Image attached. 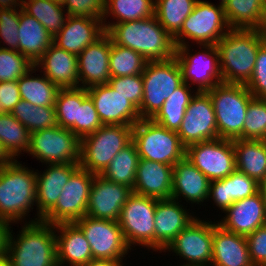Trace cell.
<instances>
[{
  "instance_id": "cell-1",
  "label": "cell",
  "mask_w": 266,
  "mask_h": 266,
  "mask_svg": "<svg viewBox=\"0 0 266 266\" xmlns=\"http://www.w3.org/2000/svg\"><path fill=\"white\" fill-rule=\"evenodd\" d=\"M106 32L115 44L138 52L147 61H164L176 55L173 37L155 16L112 24Z\"/></svg>"
},
{
  "instance_id": "cell-2",
  "label": "cell",
  "mask_w": 266,
  "mask_h": 266,
  "mask_svg": "<svg viewBox=\"0 0 266 266\" xmlns=\"http://www.w3.org/2000/svg\"><path fill=\"white\" fill-rule=\"evenodd\" d=\"M25 166L16 159L0 167V218L11 224L36 222L26 220L33 206L37 210L36 170Z\"/></svg>"
},
{
  "instance_id": "cell-3",
  "label": "cell",
  "mask_w": 266,
  "mask_h": 266,
  "mask_svg": "<svg viewBox=\"0 0 266 266\" xmlns=\"http://www.w3.org/2000/svg\"><path fill=\"white\" fill-rule=\"evenodd\" d=\"M262 44L259 29H230L216 44L223 83L246 85Z\"/></svg>"
},
{
  "instance_id": "cell-4",
  "label": "cell",
  "mask_w": 266,
  "mask_h": 266,
  "mask_svg": "<svg viewBox=\"0 0 266 266\" xmlns=\"http://www.w3.org/2000/svg\"><path fill=\"white\" fill-rule=\"evenodd\" d=\"M22 224L17 235L9 232L6 253L11 266H58L55 225L42 220Z\"/></svg>"
},
{
  "instance_id": "cell-5",
  "label": "cell",
  "mask_w": 266,
  "mask_h": 266,
  "mask_svg": "<svg viewBox=\"0 0 266 266\" xmlns=\"http://www.w3.org/2000/svg\"><path fill=\"white\" fill-rule=\"evenodd\" d=\"M211 98L218 137L243 139V125L250 100L249 90L242 84L220 83L207 91Z\"/></svg>"
},
{
  "instance_id": "cell-6",
  "label": "cell",
  "mask_w": 266,
  "mask_h": 266,
  "mask_svg": "<svg viewBox=\"0 0 266 266\" xmlns=\"http://www.w3.org/2000/svg\"><path fill=\"white\" fill-rule=\"evenodd\" d=\"M133 126L102 125L96 132L80 139L79 166L101 174L112 159L132 141Z\"/></svg>"
},
{
  "instance_id": "cell-7",
  "label": "cell",
  "mask_w": 266,
  "mask_h": 266,
  "mask_svg": "<svg viewBox=\"0 0 266 266\" xmlns=\"http://www.w3.org/2000/svg\"><path fill=\"white\" fill-rule=\"evenodd\" d=\"M132 141L139 159L174 166L185 158L186 147L177 132L170 131L152 119H140L133 126Z\"/></svg>"
},
{
  "instance_id": "cell-8",
  "label": "cell",
  "mask_w": 266,
  "mask_h": 266,
  "mask_svg": "<svg viewBox=\"0 0 266 266\" xmlns=\"http://www.w3.org/2000/svg\"><path fill=\"white\" fill-rule=\"evenodd\" d=\"M222 4L198 0L192 13L184 20L180 31L173 37L176 48L191 45H216L230 30ZM189 40V41H188Z\"/></svg>"
},
{
  "instance_id": "cell-9",
  "label": "cell",
  "mask_w": 266,
  "mask_h": 266,
  "mask_svg": "<svg viewBox=\"0 0 266 266\" xmlns=\"http://www.w3.org/2000/svg\"><path fill=\"white\" fill-rule=\"evenodd\" d=\"M143 99L138 109L141 119H152L176 88L183 83L176 58L148 61L143 73Z\"/></svg>"
},
{
  "instance_id": "cell-10",
  "label": "cell",
  "mask_w": 266,
  "mask_h": 266,
  "mask_svg": "<svg viewBox=\"0 0 266 266\" xmlns=\"http://www.w3.org/2000/svg\"><path fill=\"white\" fill-rule=\"evenodd\" d=\"M156 199L132 193L121 209L118 220L127 246H142L154 252V215Z\"/></svg>"
},
{
  "instance_id": "cell-11",
  "label": "cell",
  "mask_w": 266,
  "mask_h": 266,
  "mask_svg": "<svg viewBox=\"0 0 266 266\" xmlns=\"http://www.w3.org/2000/svg\"><path fill=\"white\" fill-rule=\"evenodd\" d=\"M199 48L201 51L192 53L191 46H178L175 58L179 63L183 82L197 86V92H207L223 83L219 53L216 45H199Z\"/></svg>"
},
{
  "instance_id": "cell-12",
  "label": "cell",
  "mask_w": 266,
  "mask_h": 266,
  "mask_svg": "<svg viewBox=\"0 0 266 266\" xmlns=\"http://www.w3.org/2000/svg\"><path fill=\"white\" fill-rule=\"evenodd\" d=\"M28 154L42 164H79L80 139L61 126L30 133Z\"/></svg>"
},
{
  "instance_id": "cell-13",
  "label": "cell",
  "mask_w": 266,
  "mask_h": 266,
  "mask_svg": "<svg viewBox=\"0 0 266 266\" xmlns=\"http://www.w3.org/2000/svg\"><path fill=\"white\" fill-rule=\"evenodd\" d=\"M94 176L95 174L79 167L63 187L56 205L42 218V221L57 225L75 223L84 217Z\"/></svg>"
},
{
  "instance_id": "cell-14",
  "label": "cell",
  "mask_w": 266,
  "mask_h": 266,
  "mask_svg": "<svg viewBox=\"0 0 266 266\" xmlns=\"http://www.w3.org/2000/svg\"><path fill=\"white\" fill-rule=\"evenodd\" d=\"M212 245L213 221L197 217L162 252L172 251L184 259L181 266H211Z\"/></svg>"
},
{
  "instance_id": "cell-15",
  "label": "cell",
  "mask_w": 266,
  "mask_h": 266,
  "mask_svg": "<svg viewBox=\"0 0 266 266\" xmlns=\"http://www.w3.org/2000/svg\"><path fill=\"white\" fill-rule=\"evenodd\" d=\"M74 224L83 232L90 244L93 259L123 261L131 252L118 221L85 215Z\"/></svg>"
},
{
  "instance_id": "cell-16",
  "label": "cell",
  "mask_w": 266,
  "mask_h": 266,
  "mask_svg": "<svg viewBox=\"0 0 266 266\" xmlns=\"http://www.w3.org/2000/svg\"><path fill=\"white\" fill-rule=\"evenodd\" d=\"M185 158L210 181L221 180L236 170L233 140L217 138L186 147Z\"/></svg>"
},
{
  "instance_id": "cell-17",
  "label": "cell",
  "mask_w": 266,
  "mask_h": 266,
  "mask_svg": "<svg viewBox=\"0 0 266 266\" xmlns=\"http://www.w3.org/2000/svg\"><path fill=\"white\" fill-rule=\"evenodd\" d=\"M177 134L185 147L219 138L216 115L208 92H196L193 96Z\"/></svg>"
},
{
  "instance_id": "cell-18",
  "label": "cell",
  "mask_w": 266,
  "mask_h": 266,
  "mask_svg": "<svg viewBox=\"0 0 266 266\" xmlns=\"http://www.w3.org/2000/svg\"><path fill=\"white\" fill-rule=\"evenodd\" d=\"M103 125L134 126L140 119L138 108L109 84L87 88Z\"/></svg>"
},
{
  "instance_id": "cell-19",
  "label": "cell",
  "mask_w": 266,
  "mask_h": 266,
  "mask_svg": "<svg viewBox=\"0 0 266 266\" xmlns=\"http://www.w3.org/2000/svg\"><path fill=\"white\" fill-rule=\"evenodd\" d=\"M133 193L131 187L114 183L95 174L86 215L96 219L118 221L121 209Z\"/></svg>"
},
{
  "instance_id": "cell-20",
  "label": "cell",
  "mask_w": 266,
  "mask_h": 266,
  "mask_svg": "<svg viewBox=\"0 0 266 266\" xmlns=\"http://www.w3.org/2000/svg\"><path fill=\"white\" fill-rule=\"evenodd\" d=\"M174 199H156L154 215V251L162 253L169 243L197 216ZM186 208V209H185ZM193 214V215H191Z\"/></svg>"
},
{
  "instance_id": "cell-21",
  "label": "cell",
  "mask_w": 266,
  "mask_h": 266,
  "mask_svg": "<svg viewBox=\"0 0 266 266\" xmlns=\"http://www.w3.org/2000/svg\"><path fill=\"white\" fill-rule=\"evenodd\" d=\"M111 43V37L105 32L77 56L79 87L108 84L111 78L109 68Z\"/></svg>"
},
{
  "instance_id": "cell-22",
  "label": "cell",
  "mask_w": 266,
  "mask_h": 266,
  "mask_svg": "<svg viewBox=\"0 0 266 266\" xmlns=\"http://www.w3.org/2000/svg\"><path fill=\"white\" fill-rule=\"evenodd\" d=\"M217 223L225 230L247 237L257 228L266 225V204L262 193L237 200Z\"/></svg>"
},
{
  "instance_id": "cell-23",
  "label": "cell",
  "mask_w": 266,
  "mask_h": 266,
  "mask_svg": "<svg viewBox=\"0 0 266 266\" xmlns=\"http://www.w3.org/2000/svg\"><path fill=\"white\" fill-rule=\"evenodd\" d=\"M44 171L36 170V221L42 218L56 205L65 184L80 167L76 163L45 164ZM48 165V166H47Z\"/></svg>"
},
{
  "instance_id": "cell-24",
  "label": "cell",
  "mask_w": 266,
  "mask_h": 266,
  "mask_svg": "<svg viewBox=\"0 0 266 266\" xmlns=\"http://www.w3.org/2000/svg\"><path fill=\"white\" fill-rule=\"evenodd\" d=\"M105 32L101 18L68 15L64 27L53 37V43L78 56Z\"/></svg>"
},
{
  "instance_id": "cell-25",
  "label": "cell",
  "mask_w": 266,
  "mask_h": 266,
  "mask_svg": "<svg viewBox=\"0 0 266 266\" xmlns=\"http://www.w3.org/2000/svg\"><path fill=\"white\" fill-rule=\"evenodd\" d=\"M210 180L186 158L173 166L172 196L182 203L203 206L209 197ZM200 203V204H199Z\"/></svg>"
},
{
  "instance_id": "cell-26",
  "label": "cell",
  "mask_w": 266,
  "mask_h": 266,
  "mask_svg": "<svg viewBox=\"0 0 266 266\" xmlns=\"http://www.w3.org/2000/svg\"><path fill=\"white\" fill-rule=\"evenodd\" d=\"M34 65L60 89L79 88L77 56L54 43Z\"/></svg>"
},
{
  "instance_id": "cell-27",
  "label": "cell",
  "mask_w": 266,
  "mask_h": 266,
  "mask_svg": "<svg viewBox=\"0 0 266 266\" xmlns=\"http://www.w3.org/2000/svg\"><path fill=\"white\" fill-rule=\"evenodd\" d=\"M173 166L139 159L133 192L158 200L171 199Z\"/></svg>"
},
{
  "instance_id": "cell-28",
  "label": "cell",
  "mask_w": 266,
  "mask_h": 266,
  "mask_svg": "<svg viewBox=\"0 0 266 266\" xmlns=\"http://www.w3.org/2000/svg\"><path fill=\"white\" fill-rule=\"evenodd\" d=\"M211 266H254L246 237L225 230L215 219Z\"/></svg>"
},
{
  "instance_id": "cell-29",
  "label": "cell",
  "mask_w": 266,
  "mask_h": 266,
  "mask_svg": "<svg viewBox=\"0 0 266 266\" xmlns=\"http://www.w3.org/2000/svg\"><path fill=\"white\" fill-rule=\"evenodd\" d=\"M55 233L58 266H84L93 259L90 244L74 223L55 225Z\"/></svg>"
},
{
  "instance_id": "cell-30",
  "label": "cell",
  "mask_w": 266,
  "mask_h": 266,
  "mask_svg": "<svg viewBox=\"0 0 266 266\" xmlns=\"http://www.w3.org/2000/svg\"><path fill=\"white\" fill-rule=\"evenodd\" d=\"M259 183L238 170L229 176L210 182L208 201L224 213L234 202L256 194Z\"/></svg>"
},
{
  "instance_id": "cell-31",
  "label": "cell",
  "mask_w": 266,
  "mask_h": 266,
  "mask_svg": "<svg viewBox=\"0 0 266 266\" xmlns=\"http://www.w3.org/2000/svg\"><path fill=\"white\" fill-rule=\"evenodd\" d=\"M18 52L35 64L53 43V36L20 8Z\"/></svg>"
},
{
  "instance_id": "cell-32",
  "label": "cell",
  "mask_w": 266,
  "mask_h": 266,
  "mask_svg": "<svg viewBox=\"0 0 266 266\" xmlns=\"http://www.w3.org/2000/svg\"><path fill=\"white\" fill-rule=\"evenodd\" d=\"M236 170L260 183L266 177V141L233 140Z\"/></svg>"
},
{
  "instance_id": "cell-33",
  "label": "cell",
  "mask_w": 266,
  "mask_h": 266,
  "mask_svg": "<svg viewBox=\"0 0 266 266\" xmlns=\"http://www.w3.org/2000/svg\"><path fill=\"white\" fill-rule=\"evenodd\" d=\"M223 8L231 29H259L266 15V0H226Z\"/></svg>"
},
{
  "instance_id": "cell-34",
  "label": "cell",
  "mask_w": 266,
  "mask_h": 266,
  "mask_svg": "<svg viewBox=\"0 0 266 266\" xmlns=\"http://www.w3.org/2000/svg\"><path fill=\"white\" fill-rule=\"evenodd\" d=\"M35 66L17 80L21 100H26L36 106H54L60 88L52 83ZM34 75L37 76H33ZM39 75V76H38Z\"/></svg>"
},
{
  "instance_id": "cell-35",
  "label": "cell",
  "mask_w": 266,
  "mask_h": 266,
  "mask_svg": "<svg viewBox=\"0 0 266 266\" xmlns=\"http://www.w3.org/2000/svg\"><path fill=\"white\" fill-rule=\"evenodd\" d=\"M192 90V91H191ZM183 82L175 91L165 100L161 109L152 118L159 125L169 129L170 131L178 132L182 120L185 116L186 109L196 94V90Z\"/></svg>"
},
{
  "instance_id": "cell-36",
  "label": "cell",
  "mask_w": 266,
  "mask_h": 266,
  "mask_svg": "<svg viewBox=\"0 0 266 266\" xmlns=\"http://www.w3.org/2000/svg\"><path fill=\"white\" fill-rule=\"evenodd\" d=\"M154 8L155 0H105L102 17L104 29L107 31L112 24L153 17ZM110 16L115 19L114 22L106 19Z\"/></svg>"
},
{
  "instance_id": "cell-37",
  "label": "cell",
  "mask_w": 266,
  "mask_h": 266,
  "mask_svg": "<svg viewBox=\"0 0 266 266\" xmlns=\"http://www.w3.org/2000/svg\"><path fill=\"white\" fill-rule=\"evenodd\" d=\"M21 9L37 19L53 37L68 18L62 3L55 0H22Z\"/></svg>"
},
{
  "instance_id": "cell-38",
  "label": "cell",
  "mask_w": 266,
  "mask_h": 266,
  "mask_svg": "<svg viewBox=\"0 0 266 266\" xmlns=\"http://www.w3.org/2000/svg\"><path fill=\"white\" fill-rule=\"evenodd\" d=\"M138 161L139 155L136 146L131 141L115 155L109 166L100 175L114 183L133 189Z\"/></svg>"
},
{
  "instance_id": "cell-39",
  "label": "cell",
  "mask_w": 266,
  "mask_h": 266,
  "mask_svg": "<svg viewBox=\"0 0 266 266\" xmlns=\"http://www.w3.org/2000/svg\"><path fill=\"white\" fill-rule=\"evenodd\" d=\"M198 0H155L154 16L160 25L174 37L184 20L192 13Z\"/></svg>"
},
{
  "instance_id": "cell-40",
  "label": "cell",
  "mask_w": 266,
  "mask_h": 266,
  "mask_svg": "<svg viewBox=\"0 0 266 266\" xmlns=\"http://www.w3.org/2000/svg\"><path fill=\"white\" fill-rule=\"evenodd\" d=\"M0 142L7 153L16 160L20 154L29 150L30 132L11 113H0Z\"/></svg>"
},
{
  "instance_id": "cell-41",
  "label": "cell",
  "mask_w": 266,
  "mask_h": 266,
  "mask_svg": "<svg viewBox=\"0 0 266 266\" xmlns=\"http://www.w3.org/2000/svg\"><path fill=\"white\" fill-rule=\"evenodd\" d=\"M11 114L30 133L58 126L55 106H36L26 100H20Z\"/></svg>"
},
{
  "instance_id": "cell-42",
  "label": "cell",
  "mask_w": 266,
  "mask_h": 266,
  "mask_svg": "<svg viewBox=\"0 0 266 266\" xmlns=\"http://www.w3.org/2000/svg\"><path fill=\"white\" fill-rule=\"evenodd\" d=\"M88 95L87 88L60 89L56 102L55 112L58 126L69 129L77 136L78 105Z\"/></svg>"
},
{
  "instance_id": "cell-43",
  "label": "cell",
  "mask_w": 266,
  "mask_h": 266,
  "mask_svg": "<svg viewBox=\"0 0 266 266\" xmlns=\"http://www.w3.org/2000/svg\"><path fill=\"white\" fill-rule=\"evenodd\" d=\"M147 62L138 52L119 46L112 41L109 58L111 78L142 75Z\"/></svg>"
},
{
  "instance_id": "cell-44",
  "label": "cell",
  "mask_w": 266,
  "mask_h": 266,
  "mask_svg": "<svg viewBox=\"0 0 266 266\" xmlns=\"http://www.w3.org/2000/svg\"><path fill=\"white\" fill-rule=\"evenodd\" d=\"M243 139L266 141V99L253 97L243 125Z\"/></svg>"
},
{
  "instance_id": "cell-45",
  "label": "cell",
  "mask_w": 266,
  "mask_h": 266,
  "mask_svg": "<svg viewBox=\"0 0 266 266\" xmlns=\"http://www.w3.org/2000/svg\"><path fill=\"white\" fill-rule=\"evenodd\" d=\"M34 66L17 50L0 47V82L17 81Z\"/></svg>"
},
{
  "instance_id": "cell-46",
  "label": "cell",
  "mask_w": 266,
  "mask_h": 266,
  "mask_svg": "<svg viewBox=\"0 0 266 266\" xmlns=\"http://www.w3.org/2000/svg\"><path fill=\"white\" fill-rule=\"evenodd\" d=\"M20 9H0V47L18 51ZM6 46H5V45ZM9 47H8V46Z\"/></svg>"
},
{
  "instance_id": "cell-47",
  "label": "cell",
  "mask_w": 266,
  "mask_h": 266,
  "mask_svg": "<svg viewBox=\"0 0 266 266\" xmlns=\"http://www.w3.org/2000/svg\"><path fill=\"white\" fill-rule=\"evenodd\" d=\"M108 84L138 109L140 108L144 89L142 75L112 77Z\"/></svg>"
},
{
  "instance_id": "cell-48",
  "label": "cell",
  "mask_w": 266,
  "mask_h": 266,
  "mask_svg": "<svg viewBox=\"0 0 266 266\" xmlns=\"http://www.w3.org/2000/svg\"><path fill=\"white\" fill-rule=\"evenodd\" d=\"M102 122L95 109L93 100L87 95L81 105H78L77 113V137L79 139L88 134L96 132L101 126Z\"/></svg>"
},
{
  "instance_id": "cell-49",
  "label": "cell",
  "mask_w": 266,
  "mask_h": 266,
  "mask_svg": "<svg viewBox=\"0 0 266 266\" xmlns=\"http://www.w3.org/2000/svg\"><path fill=\"white\" fill-rule=\"evenodd\" d=\"M251 95L266 99V44H262L257 52L252 77L245 85Z\"/></svg>"
},
{
  "instance_id": "cell-50",
  "label": "cell",
  "mask_w": 266,
  "mask_h": 266,
  "mask_svg": "<svg viewBox=\"0 0 266 266\" xmlns=\"http://www.w3.org/2000/svg\"><path fill=\"white\" fill-rule=\"evenodd\" d=\"M62 5L69 16H88L102 19L105 0H63Z\"/></svg>"
},
{
  "instance_id": "cell-51",
  "label": "cell",
  "mask_w": 266,
  "mask_h": 266,
  "mask_svg": "<svg viewBox=\"0 0 266 266\" xmlns=\"http://www.w3.org/2000/svg\"><path fill=\"white\" fill-rule=\"evenodd\" d=\"M250 259L254 266H266V225L246 237Z\"/></svg>"
},
{
  "instance_id": "cell-52",
  "label": "cell",
  "mask_w": 266,
  "mask_h": 266,
  "mask_svg": "<svg viewBox=\"0 0 266 266\" xmlns=\"http://www.w3.org/2000/svg\"><path fill=\"white\" fill-rule=\"evenodd\" d=\"M20 100L17 81L0 82V113H11Z\"/></svg>"
},
{
  "instance_id": "cell-53",
  "label": "cell",
  "mask_w": 266,
  "mask_h": 266,
  "mask_svg": "<svg viewBox=\"0 0 266 266\" xmlns=\"http://www.w3.org/2000/svg\"><path fill=\"white\" fill-rule=\"evenodd\" d=\"M12 224L3 218H0V255L7 252L8 236Z\"/></svg>"
},
{
  "instance_id": "cell-54",
  "label": "cell",
  "mask_w": 266,
  "mask_h": 266,
  "mask_svg": "<svg viewBox=\"0 0 266 266\" xmlns=\"http://www.w3.org/2000/svg\"><path fill=\"white\" fill-rule=\"evenodd\" d=\"M84 266H124V264L120 260L92 259Z\"/></svg>"
},
{
  "instance_id": "cell-55",
  "label": "cell",
  "mask_w": 266,
  "mask_h": 266,
  "mask_svg": "<svg viewBox=\"0 0 266 266\" xmlns=\"http://www.w3.org/2000/svg\"><path fill=\"white\" fill-rule=\"evenodd\" d=\"M22 0H0V9H20Z\"/></svg>"
},
{
  "instance_id": "cell-56",
  "label": "cell",
  "mask_w": 266,
  "mask_h": 266,
  "mask_svg": "<svg viewBox=\"0 0 266 266\" xmlns=\"http://www.w3.org/2000/svg\"><path fill=\"white\" fill-rule=\"evenodd\" d=\"M14 159L7 153L0 142V167L11 163Z\"/></svg>"
},
{
  "instance_id": "cell-57",
  "label": "cell",
  "mask_w": 266,
  "mask_h": 266,
  "mask_svg": "<svg viewBox=\"0 0 266 266\" xmlns=\"http://www.w3.org/2000/svg\"><path fill=\"white\" fill-rule=\"evenodd\" d=\"M259 31L262 36L263 43L266 44V15L261 23Z\"/></svg>"
},
{
  "instance_id": "cell-58",
  "label": "cell",
  "mask_w": 266,
  "mask_h": 266,
  "mask_svg": "<svg viewBox=\"0 0 266 266\" xmlns=\"http://www.w3.org/2000/svg\"><path fill=\"white\" fill-rule=\"evenodd\" d=\"M0 266H11L7 253L0 255Z\"/></svg>"
},
{
  "instance_id": "cell-59",
  "label": "cell",
  "mask_w": 266,
  "mask_h": 266,
  "mask_svg": "<svg viewBox=\"0 0 266 266\" xmlns=\"http://www.w3.org/2000/svg\"><path fill=\"white\" fill-rule=\"evenodd\" d=\"M259 191L262 193L266 204V177L259 183Z\"/></svg>"
},
{
  "instance_id": "cell-60",
  "label": "cell",
  "mask_w": 266,
  "mask_h": 266,
  "mask_svg": "<svg viewBox=\"0 0 266 266\" xmlns=\"http://www.w3.org/2000/svg\"><path fill=\"white\" fill-rule=\"evenodd\" d=\"M225 2H226V0H221V1H220V4L223 5Z\"/></svg>"
}]
</instances>
